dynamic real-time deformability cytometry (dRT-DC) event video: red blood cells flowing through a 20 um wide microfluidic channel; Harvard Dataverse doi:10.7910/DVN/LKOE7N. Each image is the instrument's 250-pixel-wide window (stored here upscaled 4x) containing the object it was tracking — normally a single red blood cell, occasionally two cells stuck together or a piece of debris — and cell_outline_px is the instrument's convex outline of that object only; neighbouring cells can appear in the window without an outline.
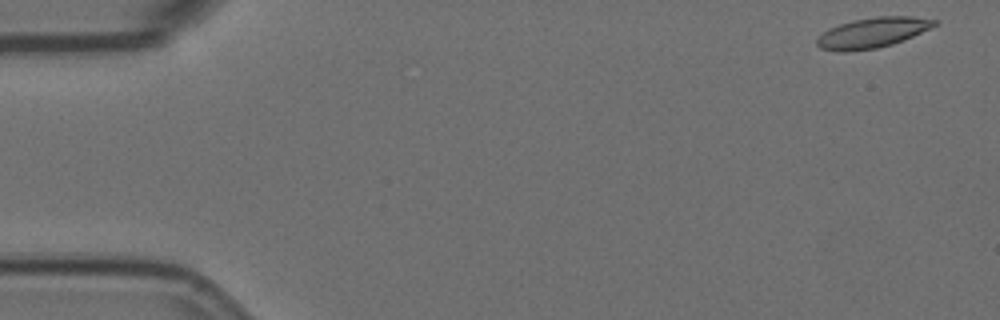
{"species": "Egyptian fruit bat (a non-hibernating species)", "species_latin": "Rousettus aegyptiacus", "temperature_condition": "room temperature", "stored_images_in_passage": 5, "camera_frame_rate_fps": 3000, "um_per_image_px": 0.085, "animal": {"sex": "female"}, "frame": {"image": 1, "passage_image": 1, "time_ms": 0.0, "image_size_px": [1000, 320], "cell_outline_px": [[940, 20], [936, 24], [904, 40], [892, 44], [876, 48], [848, 52], [836, 52], [820, 48], [816, 44], [816, 40], [828, 28], [840, 24], [856, 20], [880, 16], [912, 16]], "centroid_in_image_um": [74.14, 2.79], "position_along_channel_um": 10.9, "area_um2": 20.52}}
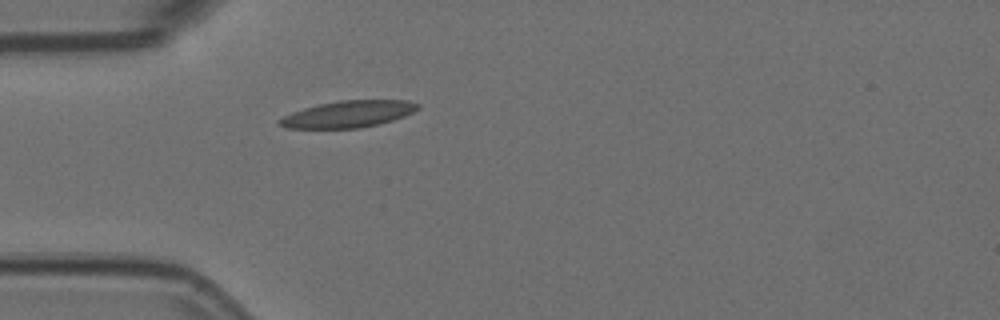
{"frame": {"image": 2, "passage_image": 5, "time_ms": 1.333, "image_size_px": [1000, 320], "cell_outline_px": [[420, 108], [404, 116], [380, 124], [360, 128], [288, 128], [276, 124], [276, 120], [292, 112], [304, 108], [320, 104], [340, 100], [408, 100], [420, 104]], "centroid_in_image_um": [29.6, 9.7], "position_along_channel_um": 55.4, "area_um2": 21.56}}